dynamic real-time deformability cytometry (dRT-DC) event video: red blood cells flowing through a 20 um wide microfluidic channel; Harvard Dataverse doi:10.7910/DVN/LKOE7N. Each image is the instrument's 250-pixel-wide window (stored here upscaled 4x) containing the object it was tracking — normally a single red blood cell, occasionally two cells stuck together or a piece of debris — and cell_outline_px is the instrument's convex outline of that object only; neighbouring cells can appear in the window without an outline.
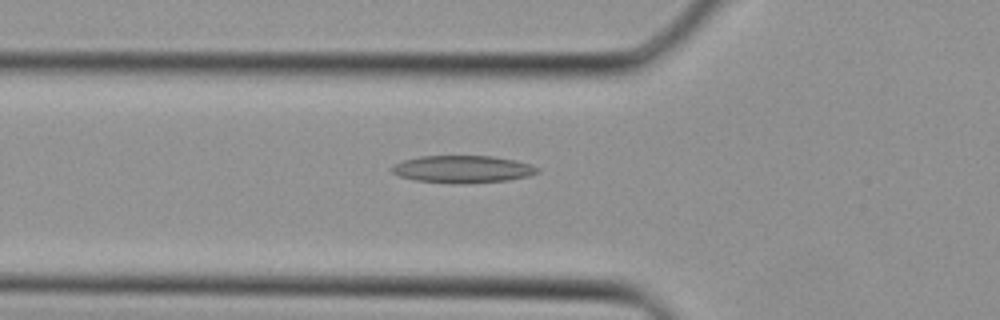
{"species": "Egyptian fruit bat (a non-hibernating species)", "species_latin": "Rousettus aegyptiacus", "temperature_condition": "cold", "stored_images_in_passage": 23, "camera_frame_rate_fps": 3000, "um_per_image_px": 0.085, "animal": {"sex": "female"}, "frame": {"image": 1, "passage_image": 4, "time_ms": 1.0, "image_size_px": [1000, 320], "cell_outline_px": [[540, 172], [528, 176], [508, 180], [468, 184], [452, 184], [416, 180], [400, 176], [392, 172], [388, 168], [392, 164], [404, 160], [420, 156], [492, 156], [516, 160], [532, 164], [540, 168]], "centroid_in_image_um": [39.33, 14.38], "position_along_channel_um": 86.5, "area_um2": 23.58}}
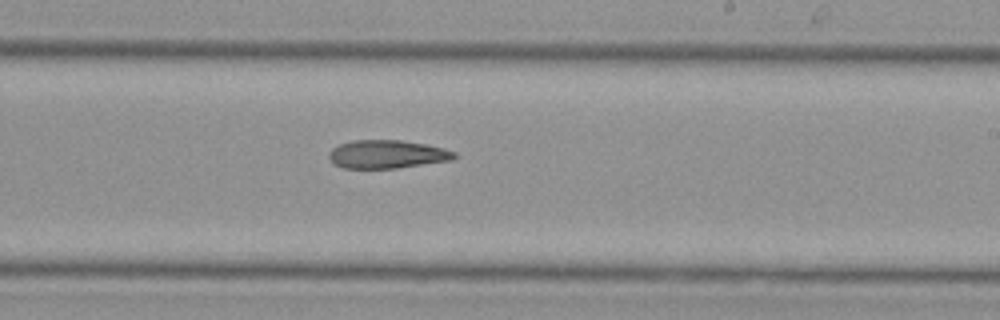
{"frame": {"image": 2, "passage_image": 13, "time_ms": 4.0, "image_size_px": [1000, 320], "cell_outline_px": [[456, 156], [452, 160], [396, 168], [344, 168], [332, 164], [328, 156], [328, 152], [332, 148], [340, 144], [352, 140], [400, 140], [424, 144], [444, 148], [456, 152]], "centroid_in_image_um": [32.86, 13.11], "position_along_channel_um": 256.1, "area_um2": 20.69}}
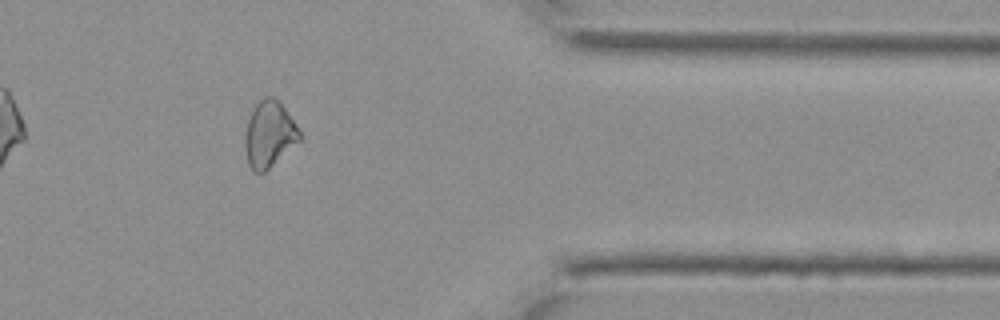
{"frame": {"image": 3, "passage_image": 21, "time_ms": 6.667, "image_size_px": [1000, 320], "cell_outline_px": [[304, 136], [300, 140], [264, 172], [252, 172], [248, 164], [244, 148], [244, 140], [248, 120], [256, 104], [264, 96], [272, 96], [284, 108]], "centroid_in_image_um": [22.87, 11.43], "position_along_channel_um": 388.5, "area_um2": 20.81}}